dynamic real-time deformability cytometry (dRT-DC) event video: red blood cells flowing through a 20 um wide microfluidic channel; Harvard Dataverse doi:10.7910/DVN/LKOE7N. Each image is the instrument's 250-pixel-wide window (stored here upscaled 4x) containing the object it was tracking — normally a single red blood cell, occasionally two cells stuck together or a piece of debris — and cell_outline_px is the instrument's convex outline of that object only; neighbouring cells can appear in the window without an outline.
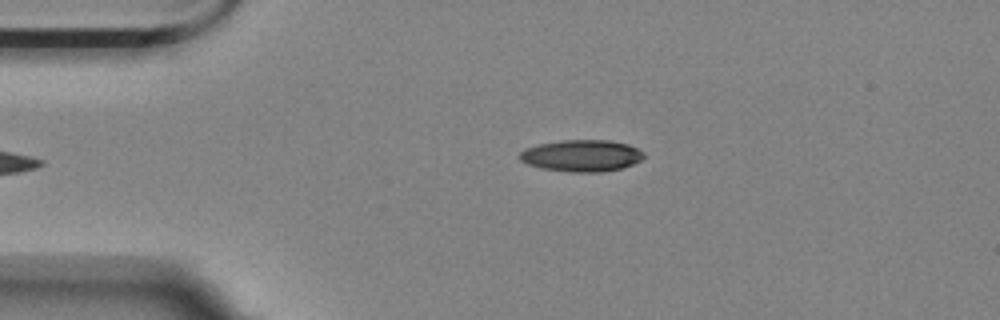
{"species": "Egyptian fruit bat (a non-hibernating species)", "species_latin": "Rousettus aegyptiacus", "temperature_condition": "room temperature", "stored_images_in_passage": 7, "camera_frame_rate_fps": 3000, "um_per_image_px": 0.085, "animal": {"sex": "female"}, "frame": {"image": 1, "passage_image": 7, "time_ms": 7.0, "image_size_px": [1000, 320], "cell_outline_px": [[644, 156], [640, 160], [624, 168], [600, 172], [568, 172], [540, 168], [528, 164], [520, 160], [516, 156], [524, 148], [536, 144], [560, 140], [612, 140], [628, 144], [644, 152]], "centroid_in_image_um": [49.39, 13.23], "position_along_channel_um": 35.6, "area_um2": 23.29}}